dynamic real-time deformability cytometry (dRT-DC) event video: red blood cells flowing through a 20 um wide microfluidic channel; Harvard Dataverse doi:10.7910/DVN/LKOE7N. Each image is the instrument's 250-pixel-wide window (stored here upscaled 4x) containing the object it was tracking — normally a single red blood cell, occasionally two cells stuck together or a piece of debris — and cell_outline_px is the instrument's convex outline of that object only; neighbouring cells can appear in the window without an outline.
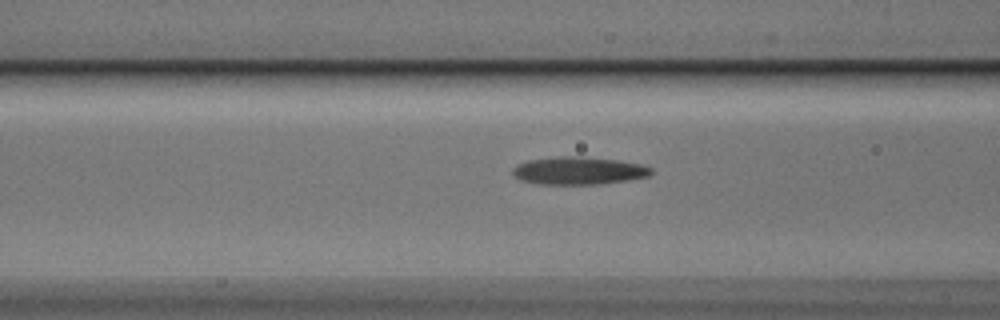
{"species": "Egyptian fruit bat (a non-hibernating species)", "species_latin": "Rousettus aegyptiacus", "temperature_condition": "cold", "stored_images_in_passage": 17, "camera_frame_rate_fps": 3000, "um_per_image_px": 0.085, "animal": {"sex": "male"}, "frame": {"image": 1, "passage_image": 15, "time_ms": 4.667, "image_size_px": [1000, 320], "cell_outline_px": [[652, 172], [648, 176], [628, 180], [596, 184], [540, 184], [520, 180], [512, 172], [512, 168], [516, 164], [528, 160], [556, 156], [584, 156], [616, 160], [640, 164], [652, 168]], "centroid_in_image_um": [49.15, 14.5], "position_along_channel_um": 117.5, "area_um2": 22.37}}